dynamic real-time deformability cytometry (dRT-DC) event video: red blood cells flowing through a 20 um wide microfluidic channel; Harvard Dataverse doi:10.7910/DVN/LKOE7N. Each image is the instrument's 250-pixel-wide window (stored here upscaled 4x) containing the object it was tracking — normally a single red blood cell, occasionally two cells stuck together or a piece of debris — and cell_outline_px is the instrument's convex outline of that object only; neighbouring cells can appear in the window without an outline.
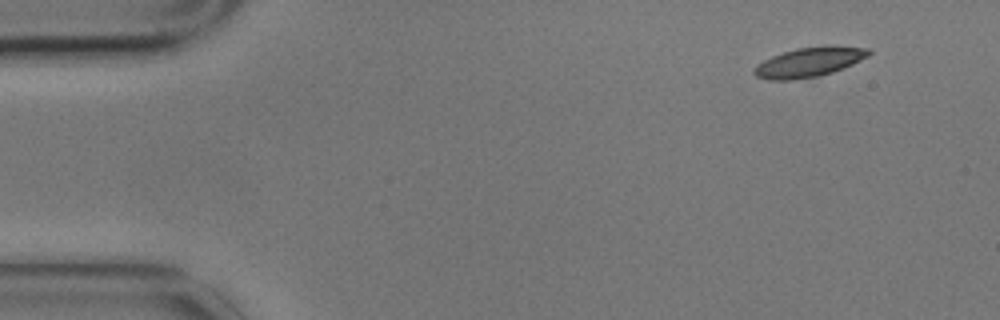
{"species": "common noctule bat (a hibernating species)", "species_latin": "Nyctalus noctula", "temperature_condition": "cold", "stored_images_in_passage": 5, "camera_frame_rate_fps": 3000, "um_per_image_px": 0.085, "animal": {"sex": "male", "body_mass_g": 17.9}, "frame": {"image": 1, "passage_image": 1, "time_ms": 0.0, "image_size_px": [1000, 320], "cell_outline_px": [[872, 52], [868, 56], [852, 64], [832, 72], [820, 76], [792, 80], [768, 80], [756, 76], [752, 72], [764, 60], [772, 56], [796, 48], [872, 48]], "centroid_in_image_um": [68.73, 5.33], "position_along_channel_um": 16.3, "area_um2": 18.84}}